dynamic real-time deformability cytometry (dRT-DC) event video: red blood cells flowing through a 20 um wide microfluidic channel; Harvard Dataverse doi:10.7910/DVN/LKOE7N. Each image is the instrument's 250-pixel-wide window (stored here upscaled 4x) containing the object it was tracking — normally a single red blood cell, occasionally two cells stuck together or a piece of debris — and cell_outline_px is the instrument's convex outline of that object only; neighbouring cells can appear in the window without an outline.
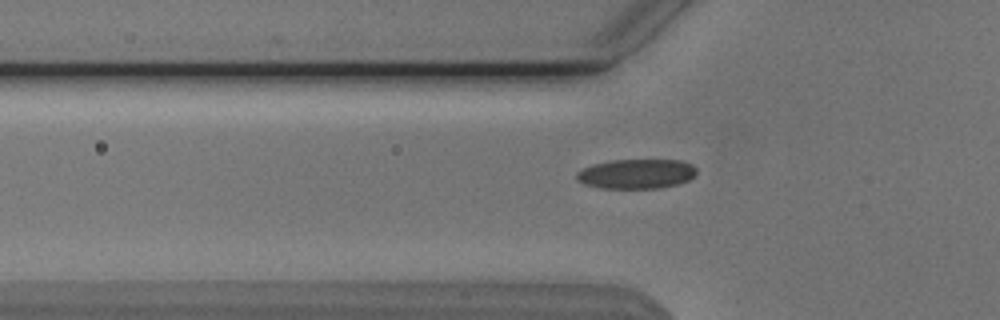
{"species": "Egyptian fruit bat (a non-hibernating species)", "species_latin": "Rousettus aegyptiacus", "temperature_condition": "cold", "stored_images_in_passage": 27, "camera_frame_rate_fps": 3000, "um_per_image_px": 0.085, "animal": {"sex": "male"}, "frame": {"image": 1, "passage_image": 3, "time_ms": 0.667, "image_size_px": [1000, 320], "cell_outline_px": [[696, 172], [688, 180], [676, 184], [660, 188], [600, 188], [584, 184], [576, 180], [576, 172], [592, 164], [612, 160], [680, 160], [692, 164], [696, 168]], "centroid_in_image_um": [54.06, 14.77], "position_along_channel_um": 71.7, "area_um2": 20.69}}
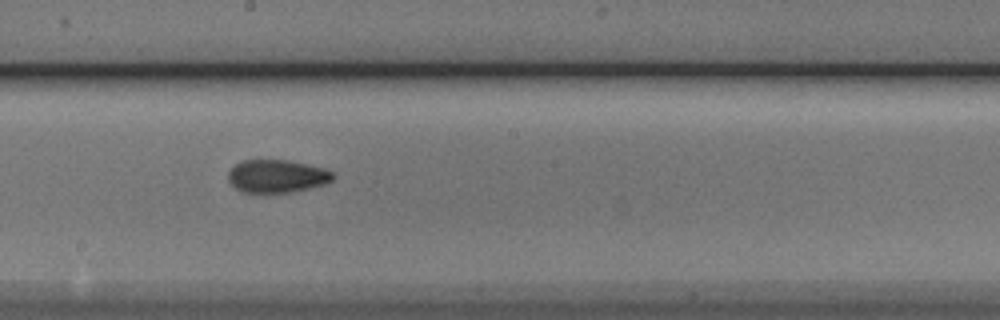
{"frame": {"image": 2, "passage_image": 15, "time_ms": 4.667, "image_size_px": [1000, 320], "cell_outline_px": [[336, 176], [332, 180], [324, 184], [308, 188], [288, 192], [244, 192], [236, 188], [228, 180], [228, 172], [236, 164], [244, 160], [288, 160], [324, 168], [332, 172]], "centroid_in_image_um": [23.54, 14.96], "position_along_channel_um": 224.7, "area_um2": 19.83}}
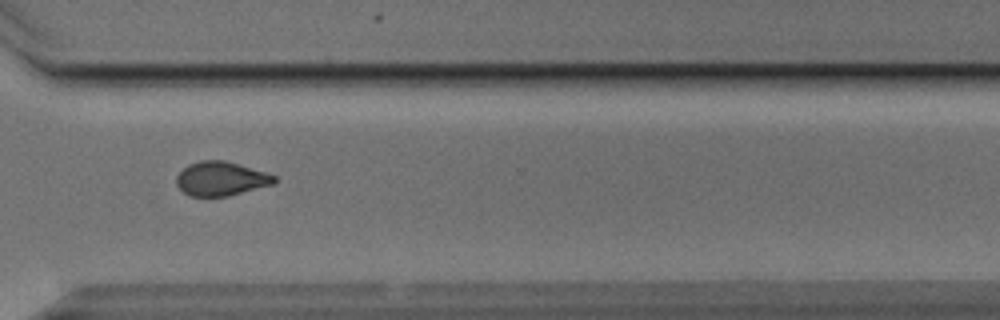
{"frame": {"image": 3, "passage_image": 25, "time_ms": 8.0, "image_size_px": [1000, 320], "cell_outline_px": [[276, 180], [272, 184], [228, 196], [192, 196], [184, 192], [176, 184], [176, 176], [188, 164], [200, 160], [224, 160], [264, 172], [276, 176]], "centroid_in_image_um": [18.75, 15.18], "position_along_channel_um": 351.9, "area_um2": 19.13}, "authors_computed_cell_mechanics": {"area_um2": 20.4034, "velocity_mm_per_s": 3.8162, "shape_relaxation_time_tau1_ms": 4.987, "shape_relaxation_time_tau2_ms": 2.0157, "deformation_change_tau1": 0.1253, "deformation_change_tau2": 0.069}}